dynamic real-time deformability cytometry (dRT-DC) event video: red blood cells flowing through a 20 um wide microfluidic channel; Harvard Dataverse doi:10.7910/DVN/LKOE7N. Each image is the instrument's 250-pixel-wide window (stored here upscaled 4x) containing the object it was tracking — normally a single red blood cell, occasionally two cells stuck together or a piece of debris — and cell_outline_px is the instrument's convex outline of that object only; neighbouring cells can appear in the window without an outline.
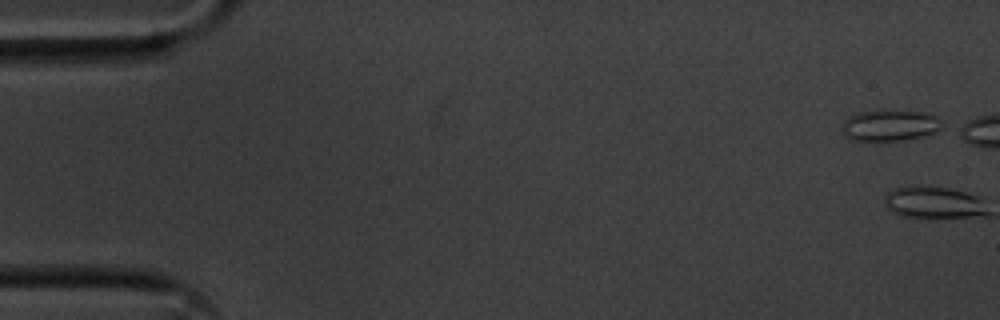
{"species": "common noctule bat (a hibernating species)", "species_latin": "Nyctalus noctula", "temperature_condition": "cold", "stored_images_in_passage": 2, "camera_frame_rate_fps": 3000, "um_per_image_px": 0.085, "animal": {"sex": "male", "body_mass_g": 20.1, "forearm_length_mm": 53.5}, "frame": {"image": 1, "passage_image": 1, "time_ms": 0.0, "image_size_px": [1000, 320], "cell_outline_px": [[940, 128], [924, 136], [904, 140], [848, 140], [840, 132], [840, 124], [848, 116], [860, 112], [880, 108], [884, 108], [924, 112], [936, 116], [940, 120]], "centroid_in_image_um": [75.53, 10.62], "position_along_channel_um": 9.5, "area_um2": 18.79}}